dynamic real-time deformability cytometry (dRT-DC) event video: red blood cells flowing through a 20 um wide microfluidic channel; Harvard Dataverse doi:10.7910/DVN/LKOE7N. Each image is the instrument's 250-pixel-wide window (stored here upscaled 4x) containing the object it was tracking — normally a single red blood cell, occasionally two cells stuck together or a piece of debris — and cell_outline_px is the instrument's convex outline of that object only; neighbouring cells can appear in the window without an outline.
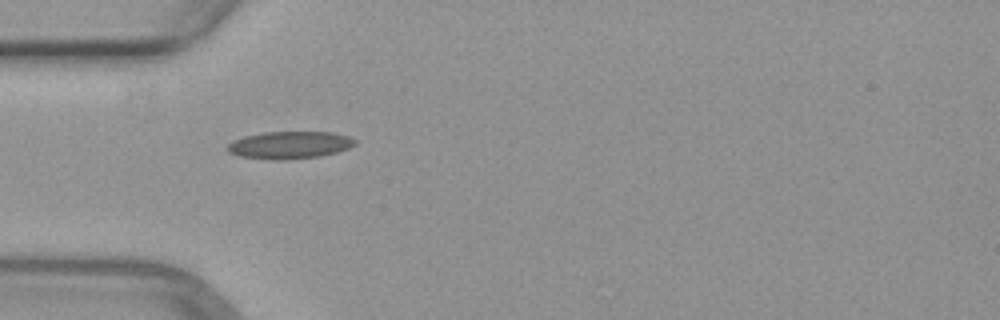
{"species": "common noctule bat (a hibernating species)", "species_latin": "Nyctalus noctula", "temperature_condition": "warm", "stored_images_in_passage": 3, "camera_frame_rate_fps": 3000, "um_per_image_px": 0.085, "animal": {"sex": "female", "body_mass_g": 29.2, "forearm_length_mm": 56.3}, "frame": {"image": 1, "passage_image": 1, "time_ms": 0.0, "image_size_px": [1000, 320], "cell_outline_px": [[356, 144], [348, 148], [336, 152], [320, 156], [284, 160], [272, 160], [240, 156], [228, 152], [224, 148], [232, 140], [244, 136], [264, 132], [332, 132], [348, 136], [356, 140]], "centroid_in_image_um": [24.58, 12.33], "position_along_channel_um": 60.4, "area_um2": 20.46}}
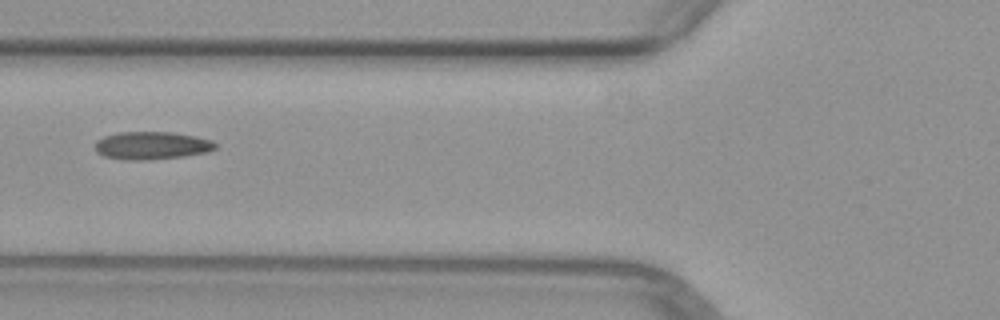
{"frame": {"image": 2, "passage_image": 2, "time_ms": 1.333, "image_size_px": [1000, 320], "cell_outline_px": [[216, 148], [208, 152], [184, 156], [148, 160], [128, 160], [104, 156], [96, 152], [96, 140], [104, 136], [120, 132], [172, 132], [196, 136], [212, 140], [216, 144]], "centroid_in_image_um": [12.91, 12.37], "position_along_channel_um": 112.9, "area_um2": 19.54}}
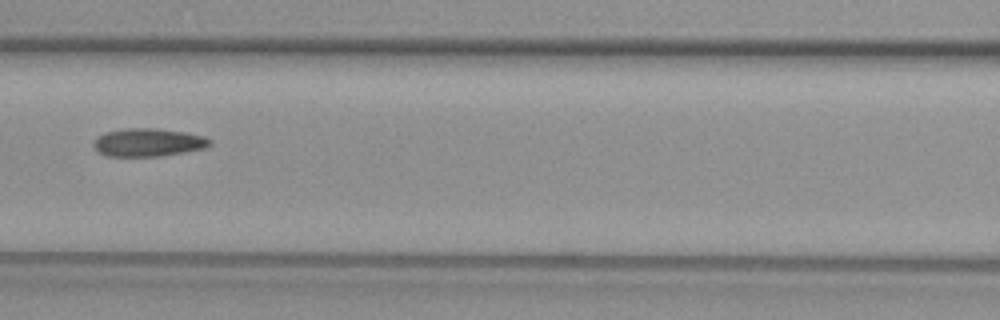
{"frame": {"image": 3, "passage_image": 3, "time_ms": 2.333, "image_size_px": [1000, 320], "cell_outline_px": [[212, 144], [208, 148], [160, 156], [104, 156], [92, 144], [96, 136], [104, 132], [124, 128], [156, 128], [184, 132], [204, 136], [212, 140]], "centroid_in_image_um": [12.6, 12.1], "position_along_channel_um": 154.0, "area_um2": 19.25}}